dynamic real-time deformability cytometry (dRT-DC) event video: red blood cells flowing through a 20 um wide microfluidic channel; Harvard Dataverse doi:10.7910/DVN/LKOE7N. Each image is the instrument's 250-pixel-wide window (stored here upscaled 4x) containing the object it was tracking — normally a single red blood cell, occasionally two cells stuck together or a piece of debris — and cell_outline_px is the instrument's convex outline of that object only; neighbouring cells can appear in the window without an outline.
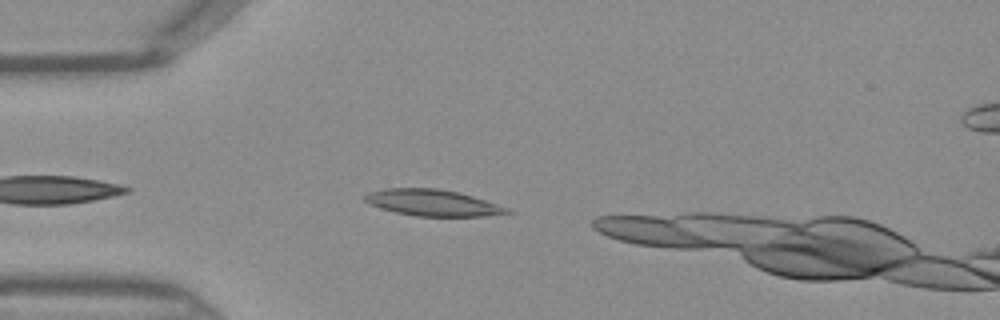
{"species": "Egyptian fruit bat (a non-hibernating species)", "species_latin": "Rousettus aegyptiacus", "temperature_condition": "warm", "stored_images_in_passage": 8, "camera_frame_rate_fps": 3000, "um_per_image_px": 0.085, "frame": {"image": 1, "passage_image": 3, "time_ms": 0.667, "image_size_px": [1000, 320], "cell_outline_px": [[516, 212], [484, 216], [416, 216], [396, 212], [380, 208], [368, 204], [364, 200], [364, 196], [368, 192], [384, 188], [436, 188], [460, 192], [508, 208]], "centroid_in_image_um": [36.75, 17.23], "position_along_channel_um": 48.3, "area_um2": 21.85}}
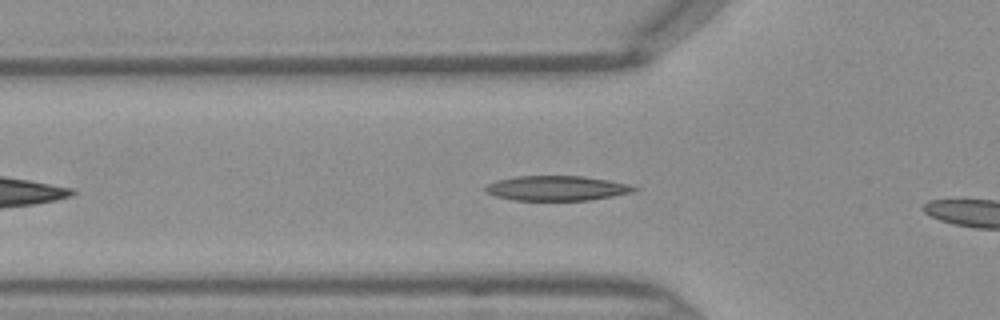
{"frame": {"image": 2, "passage_image": 6, "time_ms": 1.667, "image_size_px": [1000, 320], "cell_outline_px": [[640, 188], [632, 192], [612, 196], [588, 200], [512, 200], [496, 196], [488, 192], [484, 188], [488, 184], [496, 180], [516, 176], [584, 176], [608, 180], [628, 184]], "centroid_in_image_um": [47.33, 15.99], "position_along_channel_um": 78.5, "area_um2": 21.39}}